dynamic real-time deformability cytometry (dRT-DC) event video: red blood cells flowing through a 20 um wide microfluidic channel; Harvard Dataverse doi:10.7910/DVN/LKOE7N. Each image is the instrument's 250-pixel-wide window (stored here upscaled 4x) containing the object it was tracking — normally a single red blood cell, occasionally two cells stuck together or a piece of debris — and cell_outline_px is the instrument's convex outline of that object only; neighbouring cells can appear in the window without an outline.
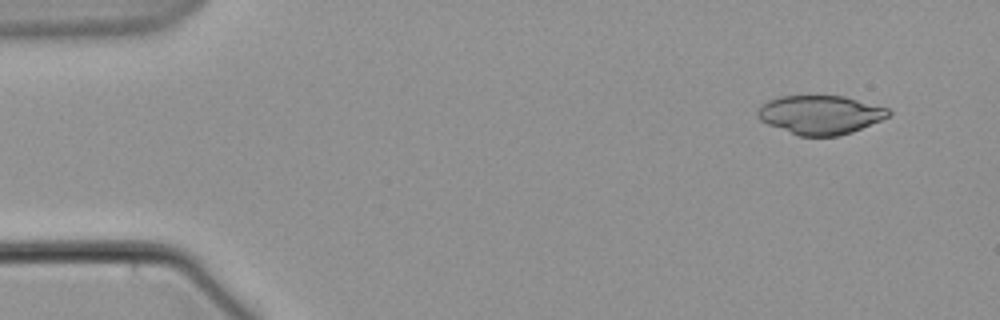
{"species": "common noctule bat (a hibernating species)", "species_latin": "Nyctalus noctula", "temperature_condition": "warm", "stored_images_in_passage": 9, "camera_frame_rate_fps": 3000, "um_per_image_px": 0.085, "animal": {"sex": "male", "body_mass_g": 21.5, "forearm_length_mm": 52.0}, "frame": {"image": 1, "passage_image": 1, "time_ms": 0.0, "image_size_px": [1000, 320], "cell_outline_px": [[892, 112], [888, 116], [880, 120], [852, 132], [836, 136], [800, 136], [768, 124], [760, 120], [756, 116], [756, 112], [760, 104], [768, 100], [780, 96], [844, 96], [888, 108]], "centroid_in_image_um": [69.69, 9.75], "position_along_channel_um": 15.3, "area_um2": 29.48}}